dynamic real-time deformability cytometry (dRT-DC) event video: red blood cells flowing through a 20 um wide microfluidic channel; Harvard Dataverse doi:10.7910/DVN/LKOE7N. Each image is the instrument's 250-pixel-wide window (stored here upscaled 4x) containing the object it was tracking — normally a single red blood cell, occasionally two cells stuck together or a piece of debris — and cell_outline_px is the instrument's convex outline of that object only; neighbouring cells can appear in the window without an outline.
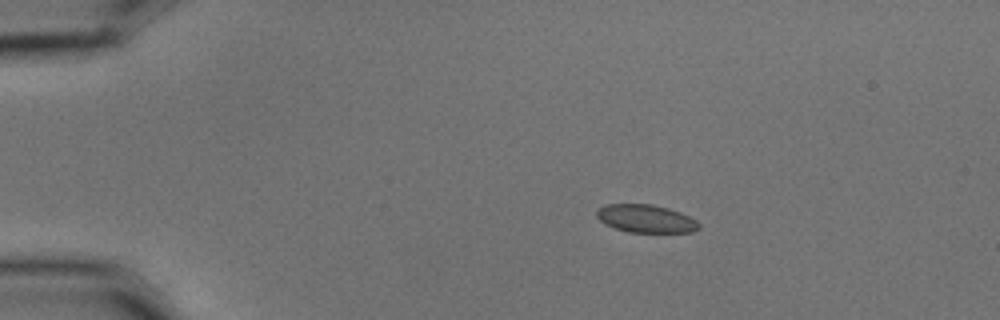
{"species": "common noctule bat (a hibernating species)", "species_latin": "Nyctalus noctula", "temperature_condition": "cold", "stored_images_in_passage": 4, "camera_frame_rate_fps": 3000, "um_per_image_px": 0.085, "animal": {"sex": "male", "body_mass_g": 15.6}, "frame": {"image": 1, "passage_image": 2, "time_ms": 0.333, "image_size_px": [1000, 320], "cell_outline_px": [[700, 228], [692, 232], [628, 232], [604, 224], [596, 216], [596, 212], [604, 204], [652, 204], [668, 208], [680, 212], [696, 220], [700, 224]], "centroid_in_image_um": [54.9, 18.58], "position_along_channel_um": 30.1, "area_um2": 16.65}}